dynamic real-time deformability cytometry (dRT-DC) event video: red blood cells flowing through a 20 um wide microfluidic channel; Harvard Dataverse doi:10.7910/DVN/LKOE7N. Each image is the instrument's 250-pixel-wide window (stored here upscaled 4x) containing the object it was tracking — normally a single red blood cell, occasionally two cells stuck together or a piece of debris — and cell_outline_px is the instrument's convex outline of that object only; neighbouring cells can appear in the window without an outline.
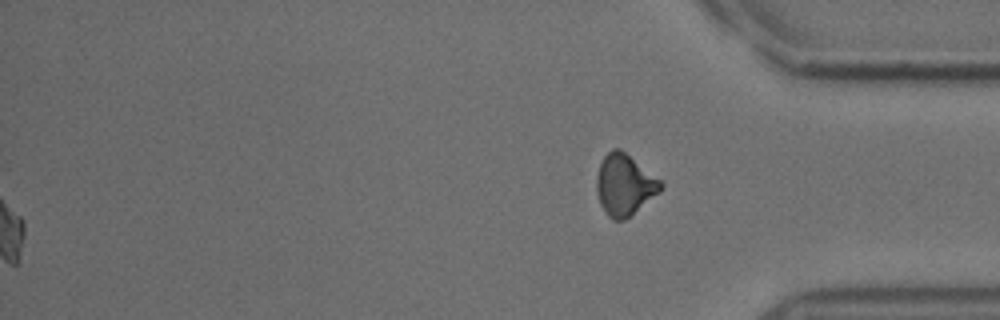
{"species": "common noctule bat (a hibernating species)", "species_latin": "Nyctalus noctula", "temperature_condition": "cold", "stored_images_in_passage": 38, "segment_of_instrument_passage": [2, 2], "camera_frame_rate_fps": 3000, "um_per_image_px": 0.085, "animal": {"sex": "male", "body_mass_g": 18.8}, "frame": {"image": 1, "passage_image": 38, "time_ms": 12.333, "image_size_px": [1000, 320], "cell_outline_px": [[664, 188], [660, 192], [624, 220], [612, 220], [608, 216], [600, 204], [596, 192], [596, 176], [600, 164], [604, 156], [612, 148], [620, 148], [660, 180], [664, 184]], "centroid_in_image_um": [53.07, 15.71], "position_along_channel_um": 382.1, "area_um2": 22.77}}